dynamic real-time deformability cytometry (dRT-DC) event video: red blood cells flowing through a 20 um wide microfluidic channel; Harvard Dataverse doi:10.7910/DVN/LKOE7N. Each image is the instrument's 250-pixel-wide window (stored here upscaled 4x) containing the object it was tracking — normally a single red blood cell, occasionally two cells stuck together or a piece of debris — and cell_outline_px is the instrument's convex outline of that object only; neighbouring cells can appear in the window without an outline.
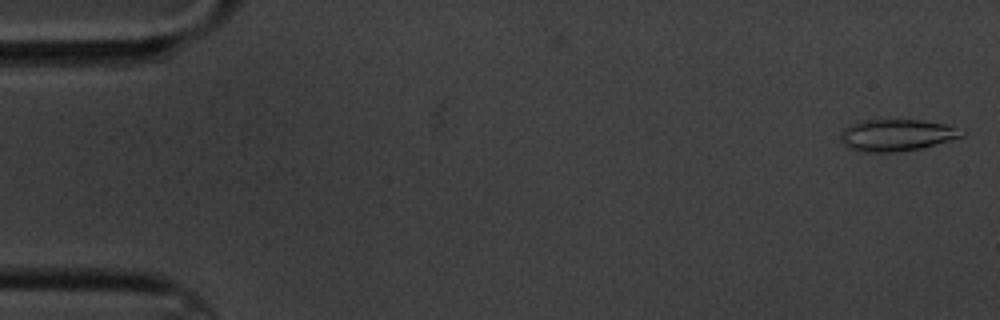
{"species": "common noctule bat (a hibernating species)", "species_latin": "Nyctalus noctula", "temperature_condition": "cold", "stored_images_in_passage": 2, "camera_frame_rate_fps": 3000, "um_per_image_px": 0.085, "animal": {"sex": "male", "body_mass_g": 20.1, "forearm_length_mm": 53.5}, "frame": {"image": 1, "passage_image": 2, "time_ms": 1.0, "image_size_px": [1000, 320], "cell_outline_px": [[968, 132], [964, 136], [920, 148], [896, 152], [864, 152], [848, 148], [840, 140], [840, 136], [844, 128], [852, 124], [864, 120], [924, 120], [948, 124]], "centroid_in_image_um": [76.24, 11.48], "position_along_channel_um": 8.8, "area_um2": 22.48}}